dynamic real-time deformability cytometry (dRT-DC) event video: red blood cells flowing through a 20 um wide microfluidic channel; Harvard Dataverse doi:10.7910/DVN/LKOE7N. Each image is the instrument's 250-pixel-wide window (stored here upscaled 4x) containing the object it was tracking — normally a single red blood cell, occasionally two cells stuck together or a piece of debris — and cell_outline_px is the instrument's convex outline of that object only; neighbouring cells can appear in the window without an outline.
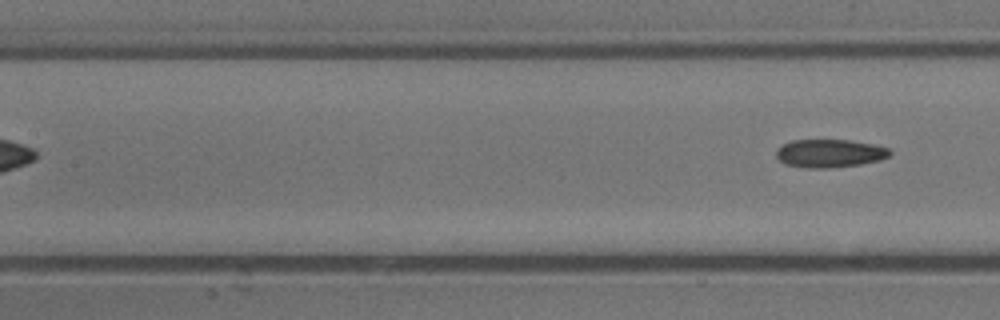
{"species": "common noctule bat (a hibernating species)", "species_latin": "Nyctalus noctula", "temperature_condition": "cold", "stored_images_in_passage": 6, "segment_of_instrument_passage": [2, 2], "camera_frame_rate_fps": 3000, "um_per_image_px": 0.085, "animal": {"sex": "male", "body_mass_g": 13.3}, "frame": {"image": 1, "passage_image": 6, "time_ms": 1.667, "image_size_px": [1000, 320], "cell_outline_px": [[892, 152], [888, 156], [880, 160], [860, 164], [828, 168], [808, 168], [784, 164], [776, 156], [776, 152], [784, 144], [792, 140], [852, 140], [872, 144], [888, 148]], "centroid_in_image_um": [70.53, 13.03], "position_along_channel_um": 136.9, "area_um2": 18.5}}